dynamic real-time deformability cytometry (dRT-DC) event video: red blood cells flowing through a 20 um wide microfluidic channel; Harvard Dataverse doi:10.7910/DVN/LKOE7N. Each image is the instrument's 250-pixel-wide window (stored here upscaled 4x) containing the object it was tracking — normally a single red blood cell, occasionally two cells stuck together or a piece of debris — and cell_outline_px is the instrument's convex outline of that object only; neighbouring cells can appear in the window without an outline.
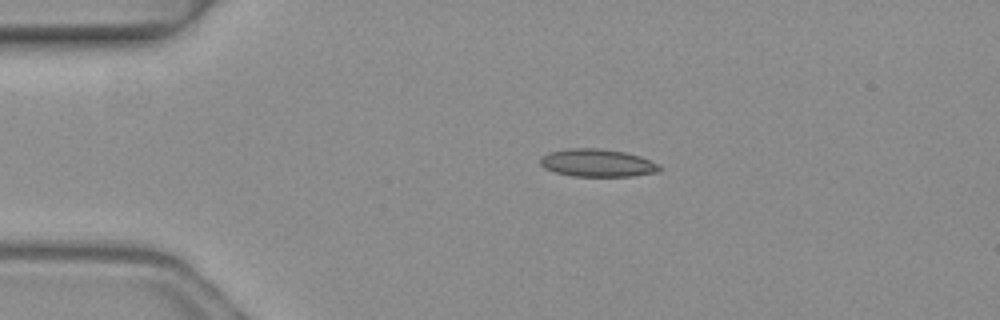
{"species": "common noctule bat (a hibernating species)", "species_latin": "Nyctalus noctula", "temperature_condition": "warm", "stored_images_in_passage": 3, "camera_frame_rate_fps": 3000, "um_per_image_px": 0.085, "animal": {"sex": "female", "body_mass_g": 19.3, "forearm_length_mm": 54.1}, "frame": {"image": 1, "passage_image": 2, "time_ms": 0.333, "image_size_px": [1000, 320], "cell_outline_px": [[664, 168], [660, 172], [632, 176], [572, 176], [556, 172], [544, 168], [540, 164], [540, 156], [548, 152], [568, 148], [600, 148], [624, 152], [640, 156], [660, 164]], "centroid_in_image_um": [50.8, 13.85], "position_along_channel_um": 34.2, "area_um2": 19.54}}